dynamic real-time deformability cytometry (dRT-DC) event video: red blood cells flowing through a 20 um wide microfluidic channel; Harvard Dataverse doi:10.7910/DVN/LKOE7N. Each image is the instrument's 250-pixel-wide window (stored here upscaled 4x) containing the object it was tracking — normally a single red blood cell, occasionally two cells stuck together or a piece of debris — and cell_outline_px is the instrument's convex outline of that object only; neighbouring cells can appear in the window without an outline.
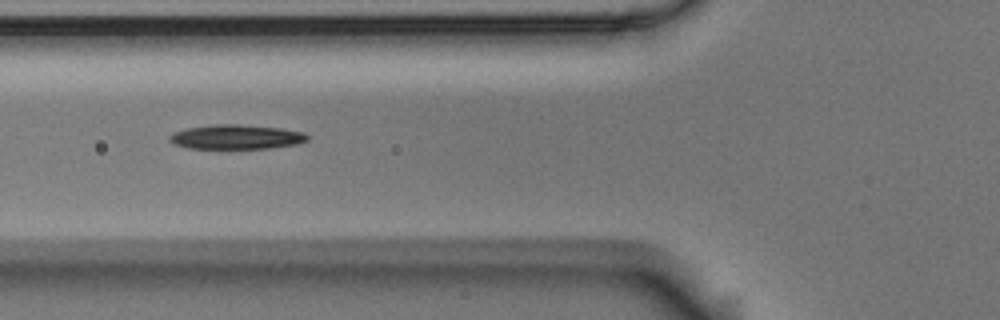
{"species": "Egyptian fruit bat (a non-hibernating species)", "species_latin": "Rousettus aegyptiacus", "temperature_condition": "room temperature", "stored_images_in_passage": 8, "camera_frame_rate_fps": 3000, "um_per_image_px": 0.085, "animal": {"sex": "male"}, "frame": {"image": 1, "passage_image": 3, "time_ms": 0.667, "image_size_px": [1000, 320], "cell_outline_px": [[308, 140], [296, 144], [268, 148], [188, 148], [172, 144], [168, 140], [168, 136], [172, 132], [188, 128], [216, 124], [240, 124], [280, 128], [304, 132], [308, 136]], "centroid_in_image_um": [20.04, 11.63], "position_along_channel_um": 105.8, "area_um2": 19.65}}
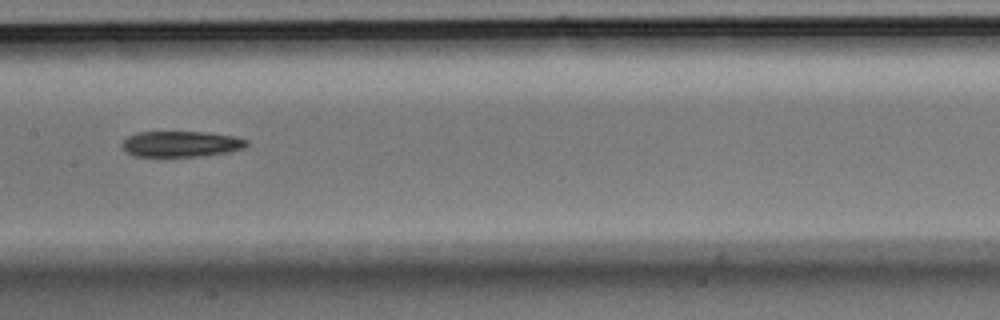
{"frame": {"image": 2, "passage_image": 5, "time_ms": 1.333, "image_size_px": [1000, 320], "cell_outline_px": [[248, 144], [244, 148], [228, 152], [200, 156], [136, 156], [124, 152], [120, 144], [128, 136], [136, 132], [204, 132], [232, 136], [248, 140]], "centroid_in_image_um": [15.34, 12.24], "position_along_channel_um": 192.1, "area_um2": 18.73}}
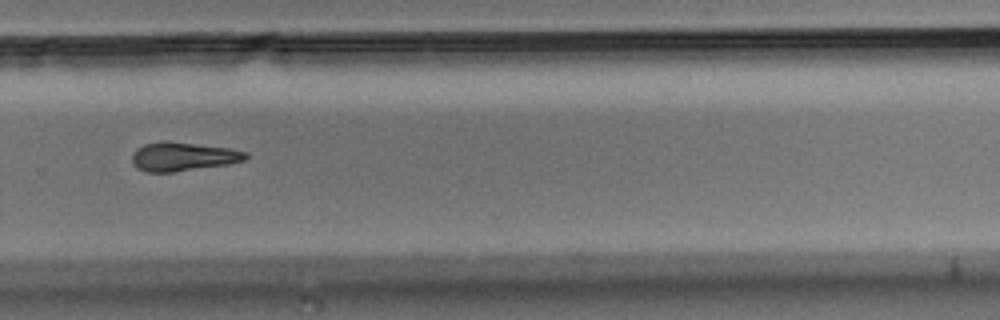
{"frame": {"image": 3, "passage_image": 8, "time_ms": 2.333, "image_size_px": [1000, 320], "cell_outline_px": [[248, 156], [244, 160], [228, 164], [172, 172], [148, 172], [136, 168], [132, 160], [132, 152], [136, 148], [144, 144], [164, 140], [168, 140], [228, 148], [248, 152]], "centroid_in_image_um": [15.52, 13.29], "position_along_channel_um": 314.3, "area_um2": 19.13}}